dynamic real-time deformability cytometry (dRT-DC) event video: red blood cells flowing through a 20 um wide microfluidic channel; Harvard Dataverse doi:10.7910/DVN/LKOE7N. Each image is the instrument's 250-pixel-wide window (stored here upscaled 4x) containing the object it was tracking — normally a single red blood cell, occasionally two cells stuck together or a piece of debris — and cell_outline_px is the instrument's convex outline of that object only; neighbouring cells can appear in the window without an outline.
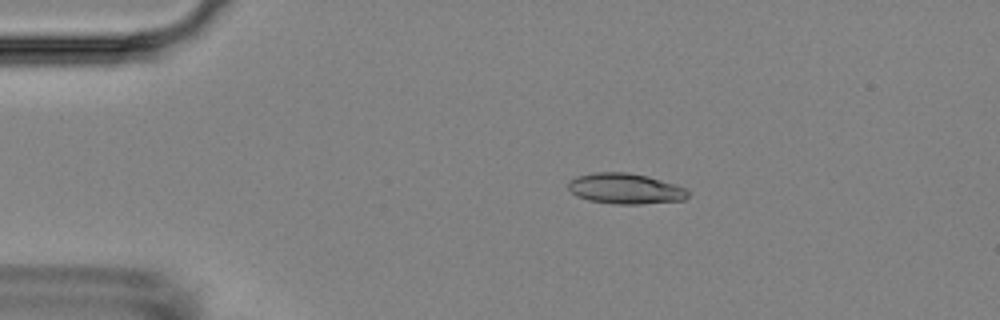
{"species": "Egyptian fruit bat (a non-hibernating species)", "species_latin": "Rousettus aegyptiacus", "temperature_condition": "room temperature", "stored_images_in_passage": 3, "camera_frame_rate_fps": 3000, "um_per_image_px": 0.085, "animal": {"sex": "female"}, "frame": {"image": 1, "passage_image": 2, "time_ms": 1.0, "image_size_px": [1000, 320], "cell_outline_px": [[688, 196], [684, 200], [640, 204], [612, 204], [588, 200], [576, 196], [568, 188], [568, 184], [576, 176], [592, 172], [628, 172], [648, 176], [676, 184], [688, 188]], "centroid_in_image_um": [53.17, 16.03], "position_along_channel_um": 31.8, "area_um2": 21.56}}